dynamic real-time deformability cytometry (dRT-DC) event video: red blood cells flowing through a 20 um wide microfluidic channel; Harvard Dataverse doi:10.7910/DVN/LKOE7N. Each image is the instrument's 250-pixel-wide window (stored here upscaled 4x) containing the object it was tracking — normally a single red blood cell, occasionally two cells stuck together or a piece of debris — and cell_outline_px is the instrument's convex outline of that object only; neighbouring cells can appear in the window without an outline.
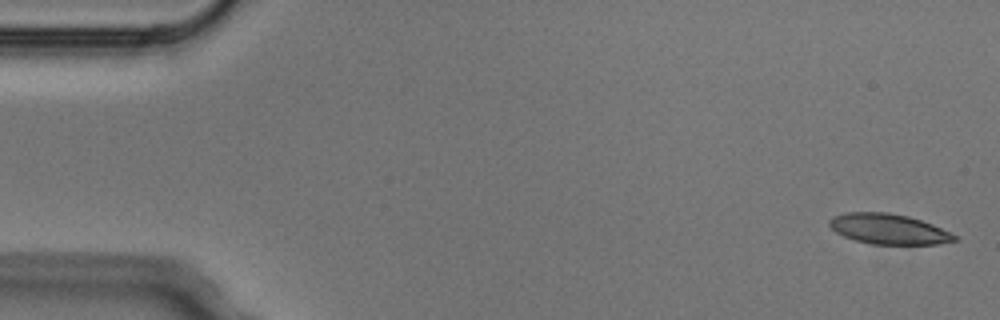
{"species": "Egyptian fruit bat (a non-hibernating species)", "species_latin": "Rousettus aegyptiacus", "temperature_condition": "cold", "stored_images_in_passage": 4, "camera_frame_rate_fps": 3000, "um_per_image_px": 0.085, "animal": {"sex": "male"}, "frame": {"image": 1, "passage_image": 1, "time_ms": 0.0, "image_size_px": [1000, 320], "cell_outline_px": [[960, 240], [940, 244], [872, 244], [856, 240], [844, 236], [836, 232], [828, 224], [828, 220], [832, 216], [848, 212], [888, 212], [908, 216], [932, 224], [956, 236]], "centroid_in_image_um": [75.52, 19.46], "position_along_channel_um": 9.5, "area_um2": 22.02}}